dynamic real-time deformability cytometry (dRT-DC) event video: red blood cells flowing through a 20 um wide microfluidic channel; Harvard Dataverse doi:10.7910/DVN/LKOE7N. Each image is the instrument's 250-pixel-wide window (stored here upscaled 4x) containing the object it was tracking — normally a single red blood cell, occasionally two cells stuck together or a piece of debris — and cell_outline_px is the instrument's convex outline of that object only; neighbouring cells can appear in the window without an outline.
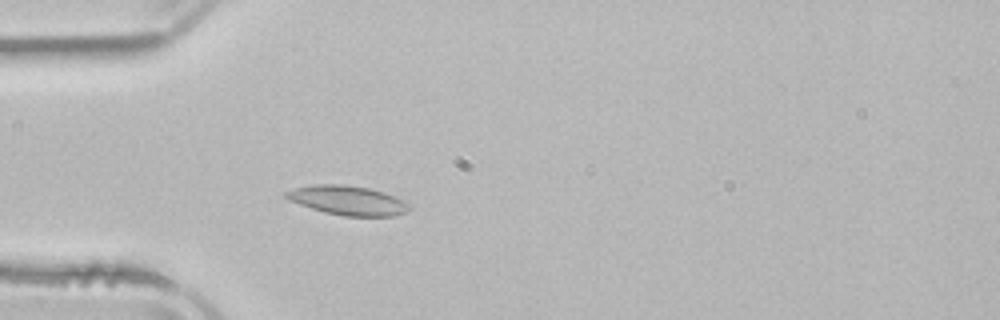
{"species": "common noctule bat (a hibernating species)", "species_latin": "Nyctalus noctula", "temperature_condition": "room temperature", "stored_images_in_passage": 3, "camera_frame_rate_fps": 3000, "um_per_image_px": 0.085, "animal": {"sex": "male", "body_mass_g": 21.5, "forearm_length_mm": 52.0}, "frame": {"image": 1, "passage_image": 3, "time_ms": 3.667, "image_size_px": [1000, 320], "cell_outline_px": [[412, 208], [408, 212], [392, 216], [344, 216], [324, 212], [288, 200], [284, 196], [284, 192], [292, 188], [316, 184], [344, 184], [368, 188], [384, 192], [408, 204]], "centroid_in_image_um": [29.52, 17.03], "position_along_channel_um": 55.5, "area_um2": 20.98}}